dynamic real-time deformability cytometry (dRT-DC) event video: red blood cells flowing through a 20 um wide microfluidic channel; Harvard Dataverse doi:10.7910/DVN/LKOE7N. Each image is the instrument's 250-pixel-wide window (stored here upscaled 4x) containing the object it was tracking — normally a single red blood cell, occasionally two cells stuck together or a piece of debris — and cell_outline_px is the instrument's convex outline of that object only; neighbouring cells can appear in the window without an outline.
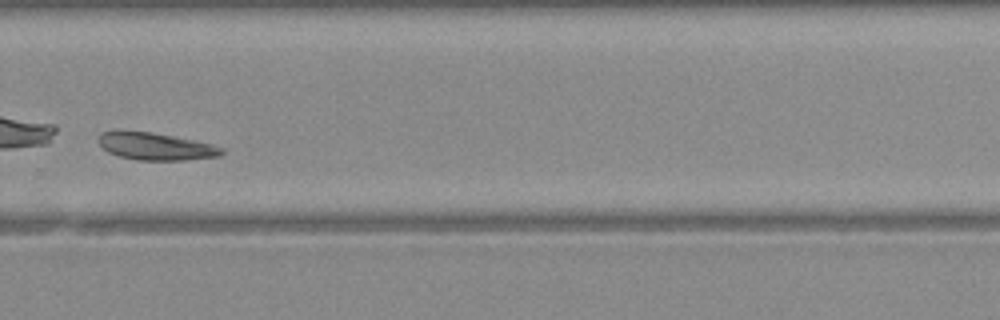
{"species": "Egyptian fruit bat (a non-hibernating species)", "species_latin": "Rousettus aegyptiacus", "temperature_condition": "warm", "stored_images_in_passage": 30, "camera_frame_rate_fps": 3000, "um_per_image_px": 0.085, "animal": {"sex": "female"}, "frame": {"image": 1, "passage_image": 18, "time_ms": 5.667, "image_size_px": [1000, 320], "cell_outline_px": [[224, 152], [220, 156], [184, 160], [136, 160], [120, 156], [108, 152], [100, 144], [100, 132], [152, 132], [212, 144], [224, 148]], "centroid_in_image_um": [13.3, 12.46], "position_along_channel_um": 316.5, "area_um2": 19.13}}